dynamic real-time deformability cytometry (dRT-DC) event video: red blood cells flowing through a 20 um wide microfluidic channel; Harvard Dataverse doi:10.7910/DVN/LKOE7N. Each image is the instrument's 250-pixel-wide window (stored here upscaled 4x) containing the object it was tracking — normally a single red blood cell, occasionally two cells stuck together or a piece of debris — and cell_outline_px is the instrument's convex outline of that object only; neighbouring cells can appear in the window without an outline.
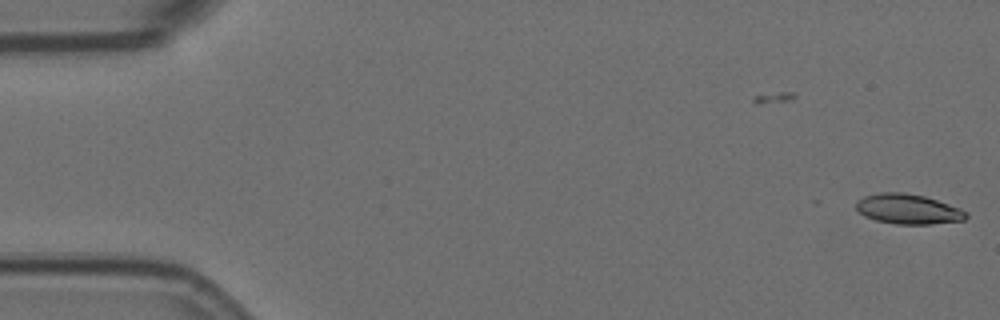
{"species": "Egyptian fruit bat (a non-hibernating species)", "species_latin": "Rousettus aegyptiacus", "temperature_condition": "room temperature", "stored_images_in_passage": 6, "camera_frame_rate_fps": 3000, "um_per_image_px": 0.085, "animal": {"sex": "female"}, "frame": {"image": 1, "passage_image": 6, "time_ms": 1.667, "image_size_px": [1000, 320], "cell_outline_px": [[968, 216], [964, 220], [928, 224], [896, 224], [876, 220], [864, 216], [856, 208], [856, 200], [864, 196], [880, 192], [904, 192], [924, 196], [960, 208], [968, 212]], "centroid_in_image_um": [77.17, 17.76], "position_along_channel_um": 7.8, "area_um2": 19.19}}